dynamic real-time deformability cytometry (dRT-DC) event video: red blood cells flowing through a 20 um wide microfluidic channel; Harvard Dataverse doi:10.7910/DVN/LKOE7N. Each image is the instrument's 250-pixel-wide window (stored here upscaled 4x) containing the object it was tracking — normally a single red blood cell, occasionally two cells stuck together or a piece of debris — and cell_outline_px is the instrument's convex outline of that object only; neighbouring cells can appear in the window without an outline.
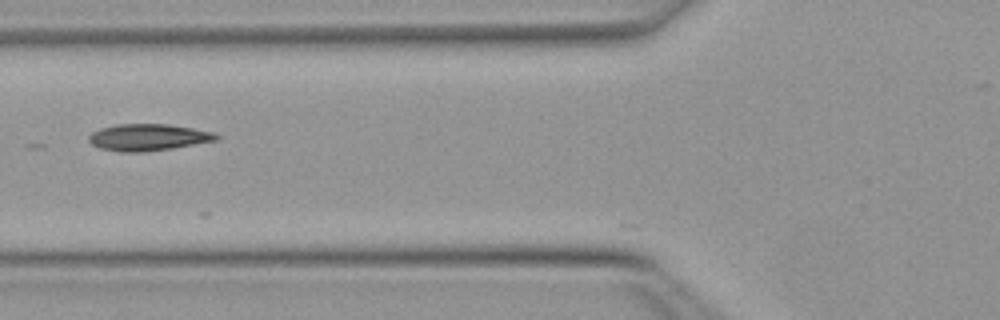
{"species": "Egyptian fruit bat (a non-hibernating species)", "species_latin": "Rousettus aegyptiacus", "temperature_condition": "warm", "stored_images_in_passage": 5, "camera_frame_rate_fps": 3000, "um_per_image_px": 0.085, "animal": {"sex": "female"}, "frame": {"image": 1, "passage_image": 2, "time_ms": 0.333, "image_size_px": [1000, 320], "cell_outline_px": [[220, 136], [216, 140], [172, 148], [144, 152], [120, 152], [100, 148], [92, 144], [88, 140], [88, 136], [92, 132], [100, 128], [116, 124], [168, 124], [192, 128], [212, 132]], "centroid_in_image_um": [12.54, 11.67], "position_along_channel_um": 113.3, "area_um2": 19.77}}